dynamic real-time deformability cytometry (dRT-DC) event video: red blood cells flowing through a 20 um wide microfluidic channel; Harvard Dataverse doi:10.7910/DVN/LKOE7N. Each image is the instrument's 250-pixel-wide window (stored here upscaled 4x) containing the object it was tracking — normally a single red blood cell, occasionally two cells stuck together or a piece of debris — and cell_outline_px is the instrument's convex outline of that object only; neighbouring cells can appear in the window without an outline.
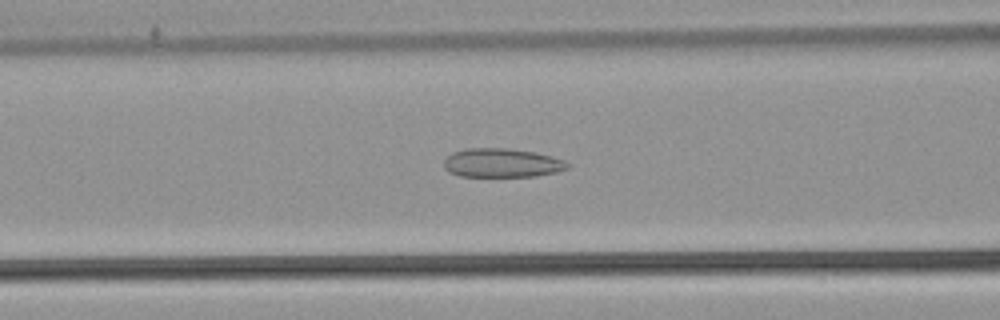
{"species": "common noctule bat (a hibernating species)", "species_latin": "Nyctalus noctula", "temperature_condition": "warm", "stored_images_in_passage": 54, "camera_frame_rate_fps": 3000, "um_per_image_px": 0.085, "animal": {"sex": "male", "body_mass_g": 21.5, "forearm_length_mm": 52.0}, "frame": {"image": 1, "passage_image": 23, "time_ms": 7.333, "image_size_px": [1000, 320], "cell_outline_px": [[572, 164], [568, 168], [556, 172], [536, 176], [460, 176], [448, 172], [444, 168], [444, 160], [452, 152], [468, 148], [508, 148], [536, 152], [552, 156], [564, 160]], "centroid_in_image_um": [42.68, 13.84], "position_along_channel_um": 123.9, "area_um2": 20.98}}
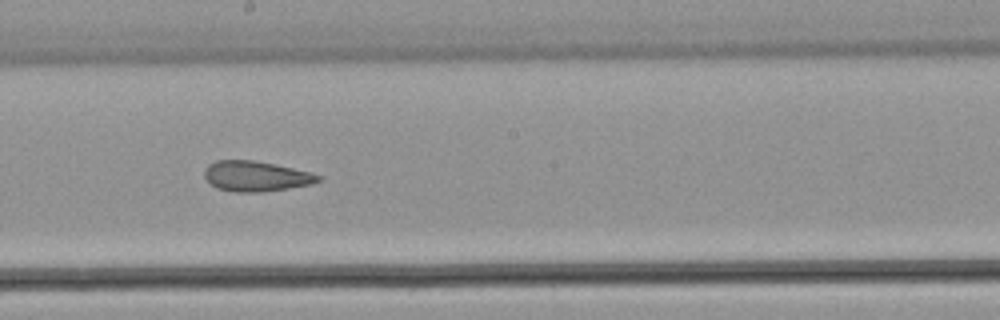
{"frame": {"image": 2, "passage_image": 31, "time_ms": 10.0, "image_size_px": [1000, 320], "cell_outline_px": [[320, 180], [312, 184], [288, 188], [260, 192], [232, 192], [216, 188], [204, 176], [204, 172], [208, 164], [216, 160], [252, 160], [292, 168], [308, 172], [320, 176]], "centroid_in_image_um": [21.7, 14.98], "position_along_channel_um": 226.5, "area_um2": 19.83}}
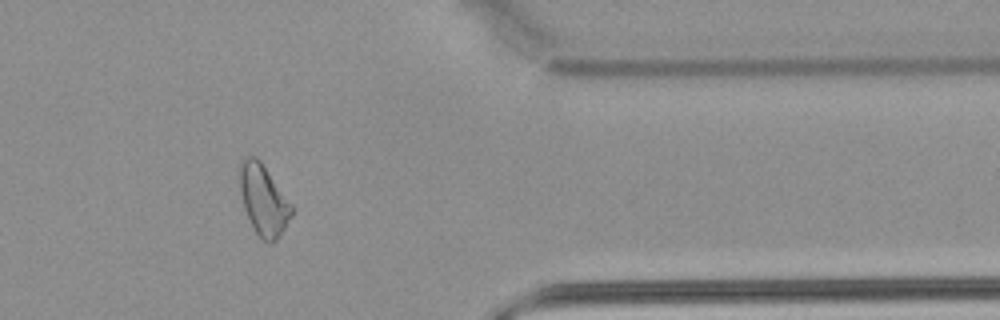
{"frame": {"image": 3, "passage_image": 45, "time_ms": 14.667, "image_size_px": [1000, 320], "cell_outline_px": [[292, 216], [276, 240], [272, 244], [268, 244], [256, 232], [244, 208], [240, 188], [240, 164], [244, 156], [256, 156], [260, 160], [292, 204]], "centroid_in_image_um": [22.4, 16.98], "position_along_channel_um": 389.0, "area_um2": 21.04}, "authors_computed_cell_mechanics": {"area_um2": 22.5709, "velocity_mm_per_s": 3.8438, "shape_relaxation_time_tau1_ms": null, "shape_relaxation_time_tau2_ms": 2.3752, "deformation_change_tau1": null, "deformation_change_tau2": 0.1141}}